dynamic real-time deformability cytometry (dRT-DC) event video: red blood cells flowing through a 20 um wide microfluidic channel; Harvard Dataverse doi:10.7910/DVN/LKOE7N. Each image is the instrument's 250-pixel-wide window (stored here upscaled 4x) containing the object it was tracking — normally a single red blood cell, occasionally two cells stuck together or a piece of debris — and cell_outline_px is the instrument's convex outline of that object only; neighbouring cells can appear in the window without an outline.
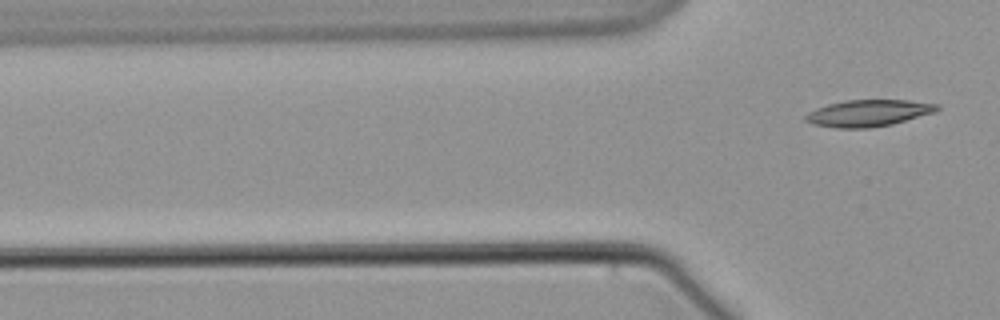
{"species": "common noctule bat (a hibernating species)", "species_latin": "Nyctalus noctula", "temperature_condition": "warm", "stored_images_in_passage": 5, "segment_of_instrument_passage": [2, 2], "camera_frame_rate_fps": 3000, "um_per_image_px": 0.085, "animal": {"sex": "male", "body_mass_g": 21.5, "forearm_length_mm": 52.0}, "frame": {"image": 1, "passage_image": 5, "time_ms": 5.0, "image_size_px": [1000, 320], "cell_outline_px": [[940, 108], [936, 112], [892, 124], [868, 128], [836, 128], [812, 124], [804, 120], [804, 116], [808, 112], [816, 108], [828, 104], [844, 100], [908, 100], [940, 104]], "centroid_in_image_um": [73.81, 9.61], "position_along_channel_um": 52.0, "area_um2": 20.58}}